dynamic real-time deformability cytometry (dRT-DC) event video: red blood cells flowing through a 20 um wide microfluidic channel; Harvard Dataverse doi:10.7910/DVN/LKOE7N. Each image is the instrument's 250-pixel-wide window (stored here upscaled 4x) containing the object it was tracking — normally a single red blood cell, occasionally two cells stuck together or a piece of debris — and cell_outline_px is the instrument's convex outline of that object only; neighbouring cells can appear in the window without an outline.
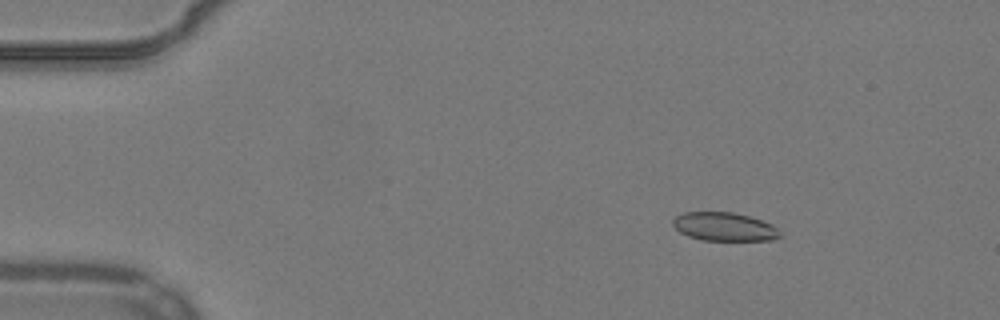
{"species": "common noctule bat (a hibernating species)", "species_latin": "Nyctalus noctula", "temperature_condition": "warm", "stored_images_in_passage": 31, "camera_frame_rate_fps": 3000, "um_per_image_px": 0.085, "animal": {"sex": "male", "body_mass_g": 19.2, "forearm_length_mm": 51.8}, "frame": {"image": 1, "passage_image": 8, "time_ms": 2.333, "image_size_px": [1000, 320], "cell_outline_px": [[780, 236], [772, 240], [700, 240], [688, 236], [680, 232], [672, 224], [672, 220], [676, 216], [684, 212], [732, 212], [748, 216], [772, 224], [780, 232]], "centroid_in_image_um": [61.54, 19.27], "position_along_channel_um": 23.5, "area_um2": 17.69}}
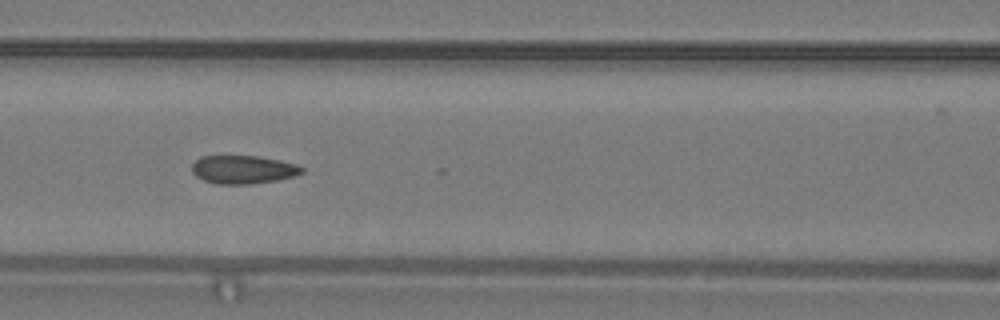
{"frame": {"image": 2, "passage_image": 24, "time_ms": 7.667, "image_size_px": [1000, 320], "cell_outline_px": [[304, 172], [296, 176], [276, 180], [248, 184], [216, 184], [204, 180], [196, 176], [192, 172], [192, 164], [200, 156], [260, 156], [280, 160], [296, 164], [304, 168]], "centroid_in_image_um": [20.68, 14.41], "position_along_channel_um": 145.9, "area_um2": 18.21}}
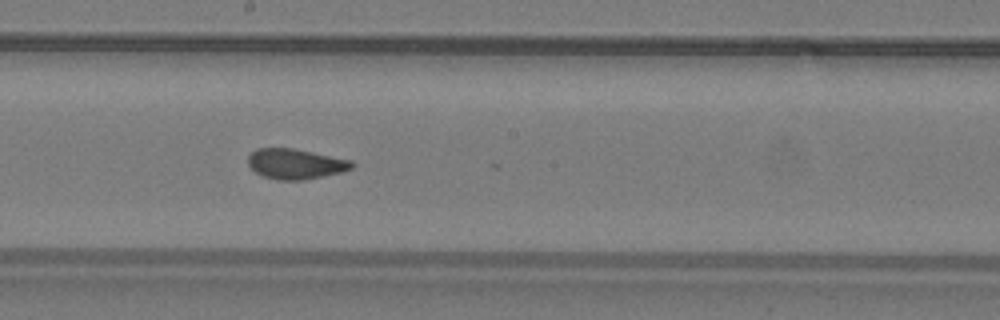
{"frame": {"image": 3, "passage_image": 30, "time_ms": 9.667, "image_size_px": [1000, 320], "cell_outline_px": [[356, 164], [352, 168], [340, 172], [304, 180], [276, 180], [264, 176], [256, 172], [248, 164], [248, 156], [256, 148], [292, 148], [352, 160]], "centroid_in_image_um": [25.12, 13.93], "position_along_channel_um": 223.1, "area_um2": 18.21}}